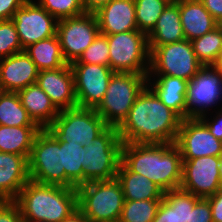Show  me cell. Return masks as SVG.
Masks as SVG:
<instances>
[{
    "instance_id": "6da1fadb",
    "label": "cell",
    "mask_w": 222,
    "mask_h": 222,
    "mask_svg": "<svg viewBox=\"0 0 222 222\" xmlns=\"http://www.w3.org/2000/svg\"><path fill=\"white\" fill-rule=\"evenodd\" d=\"M181 120L146 85L117 131L123 143L174 144Z\"/></svg>"
},
{
    "instance_id": "7a4b0ae2",
    "label": "cell",
    "mask_w": 222,
    "mask_h": 222,
    "mask_svg": "<svg viewBox=\"0 0 222 222\" xmlns=\"http://www.w3.org/2000/svg\"><path fill=\"white\" fill-rule=\"evenodd\" d=\"M121 162L131 171L146 176L164 192L180 188L182 156L172 143H123Z\"/></svg>"
},
{
    "instance_id": "3957f363",
    "label": "cell",
    "mask_w": 222,
    "mask_h": 222,
    "mask_svg": "<svg viewBox=\"0 0 222 222\" xmlns=\"http://www.w3.org/2000/svg\"><path fill=\"white\" fill-rule=\"evenodd\" d=\"M23 220L61 222L77 206L76 188L42 184L29 180L14 199Z\"/></svg>"
},
{
    "instance_id": "277c9868",
    "label": "cell",
    "mask_w": 222,
    "mask_h": 222,
    "mask_svg": "<svg viewBox=\"0 0 222 222\" xmlns=\"http://www.w3.org/2000/svg\"><path fill=\"white\" fill-rule=\"evenodd\" d=\"M76 191L78 209L90 222H119L124 194L116 178L84 183Z\"/></svg>"
},
{
    "instance_id": "5b68a950",
    "label": "cell",
    "mask_w": 222,
    "mask_h": 222,
    "mask_svg": "<svg viewBox=\"0 0 222 222\" xmlns=\"http://www.w3.org/2000/svg\"><path fill=\"white\" fill-rule=\"evenodd\" d=\"M152 74L114 72L103 100L95 108L108 126L118 127L127 117ZM149 80V81H148Z\"/></svg>"
},
{
    "instance_id": "8992f818",
    "label": "cell",
    "mask_w": 222,
    "mask_h": 222,
    "mask_svg": "<svg viewBox=\"0 0 222 222\" xmlns=\"http://www.w3.org/2000/svg\"><path fill=\"white\" fill-rule=\"evenodd\" d=\"M28 170L30 180L37 183L77 188L62 168V141L48 129H42L35 137Z\"/></svg>"
},
{
    "instance_id": "52a82bcc",
    "label": "cell",
    "mask_w": 222,
    "mask_h": 222,
    "mask_svg": "<svg viewBox=\"0 0 222 222\" xmlns=\"http://www.w3.org/2000/svg\"><path fill=\"white\" fill-rule=\"evenodd\" d=\"M122 144L117 127L108 126L92 143L85 146L83 184L116 178Z\"/></svg>"
},
{
    "instance_id": "ba28073f",
    "label": "cell",
    "mask_w": 222,
    "mask_h": 222,
    "mask_svg": "<svg viewBox=\"0 0 222 222\" xmlns=\"http://www.w3.org/2000/svg\"><path fill=\"white\" fill-rule=\"evenodd\" d=\"M105 36L109 45V67L114 72L149 74L150 51L146 33L132 30Z\"/></svg>"
},
{
    "instance_id": "9c48e42d",
    "label": "cell",
    "mask_w": 222,
    "mask_h": 222,
    "mask_svg": "<svg viewBox=\"0 0 222 222\" xmlns=\"http://www.w3.org/2000/svg\"><path fill=\"white\" fill-rule=\"evenodd\" d=\"M108 125L93 108L60 110L47 128L59 141L88 146Z\"/></svg>"
},
{
    "instance_id": "30bf717a",
    "label": "cell",
    "mask_w": 222,
    "mask_h": 222,
    "mask_svg": "<svg viewBox=\"0 0 222 222\" xmlns=\"http://www.w3.org/2000/svg\"><path fill=\"white\" fill-rule=\"evenodd\" d=\"M203 64L196 58L191 41L156 46L150 51L149 72L168 75L189 81Z\"/></svg>"
},
{
    "instance_id": "8fae6325",
    "label": "cell",
    "mask_w": 222,
    "mask_h": 222,
    "mask_svg": "<svg viewBox=\"0 0 222 222\" xmlns=\"http://www.w3.org/2000/svg\"><path fill=\"white\" fill-rule=\"evenodd\" d=\"M99 33L95 13H84L77 17L58 20L56 34L67 64L77 61Z\"/></svg>"
},
{
    "instance_id": "7c38bea8",
    "label": "cell",
    "mask_w": 222,
    "mask_h": 222,
    "mask_svg": "<svg viewBox=\"0 0 222 222\" xmlns=\"http://www.w3.org/2000/svg\"><path fill=\"white\" fill-rule=\"evenodd\" d=\"M221 96V74L214 67L204 65L188 81L187 94L185 97V119L202 117L205 115L206 108L210 107L211 104L217 103L220 98L222 99Z\"/></svg>"
},
{
    "instance_id": "4fadbf2b",
    "label": "cell",
    "mask_w": 222,
    "mask_h": 222,
    "mask_svg": "<svg viewBox=\"0 0 222 222\" xmlns=\"http://www.w3.org/2000/svg\"><path fill=\"white\" fill-rule=\"evenodd\" d=\"M220 156H202L182 159L180 189L199 198L214 195L220 188Z\"/></svg>"
},
{
    "instance_id": "5bb4252c",
    "label": "cell",
    "mask_w": 222,
    "mask_h": 222,
    "mask_svg": "<svg viewBox=\"0 0 222 222\" xmlns=\"http://www.w3.org/2000/svg\"><path fill=\"white\" fill-rule=\"evenodd\" d=\"M77 107L95 109L103 100L114 71L109 66L71 63Z\"/></svg>"
},
{
    "instance_id": "9a60e30c",
    "label": "cell",
    "mask_w": 222,
    "mask_h": 222,
    "mask_svg": "<svg viewBox=\"0 0 222 222\" xmlns=\"http://www.w3.org/2000/svg\"><path fill=\"white\" fill-rule=\"evenodd\" d=\"M12 21L15 24L22 49L31 44L56 35L57 19L42 6L27 0L14 13Z\"/></svg>"
},
{
    "instance_id": "2e32d148",
    "label": "cell",
    "mask_w": 222,
    "mask_h": 222,
    "mask_svg": "<svg viewBox=\"0 0 222 222\" xmlns=\"http://www.w3.org/2000/svg\"><path fill=\"white\" fill-rule=\"evenodd\" d=\"M174 144L182 159L222 155V141L214 137L198 118L181 120Z\"/></svg>"
},
{
    "instance_id": "e0dca14e",
    "label": "cell",
    "mask_w": 222,
    "mask_h": 222,
    "mask_svg": "<svg viewBox=\"0 0 222 222\" xmlns=\"http://www.w3.org/2000/svg\"><path fill=\"white\" fill-rule=\"evenodd\" d=\"M36 83L59 111L77 107L74 75L70 64L39 71Z\"/></svg>"
},
{
    "instance_id": "ac0fdd59",
    "label": "cell",
    "mask_w": 222,
    "mask_h": 222,
    "mask_svg": "<svg viewBox=\"0 0 222 222\" xmlns=\"http://www.w3.org/2000/svg\"><path fill=\"white\" fill-rule=\"evenodd\" d=\"M38 73V68L25 51L0 58V84L5 92H18L36 83Z\"/></svg>"
},
{
    "instance_id": "d6986e66",
    "label": "cell",
    "mask_w": 222,
    "mask_h": 222,
    "mask_svg": "<svg viewBox=\"0 0 222 222\" xmlns=\"http://www.w3.org/2000/svg\"><path fill=\"white\" fill-rule=\"evenodd\" d=\"M103 35L138 30L134 0H112L95 13Z\"/></svg>"
},
{
    "instance_id": "ffe728a7",
    "label": "cell",
    "mask_w": 222,
    "mask_h": 222,
    "mask_svg": "<svg viewBox=\"0 0 222 222\" xmlns=\"http://www.w3.org/2000/svg\"><path fill=\"white\" fill-rule=\"evenodd\" d=\"M29 180L26 156L0 152V200H14Z\"/></svg>"
},
{
    "instance_id": "44dd1931",
    "label": "cell",
    "mask_w": 222,
    "mask_h": 222,
    "mask_svg": "<svg viewBox=\"0 0 222 222\" xmlns=\"http://www.w3.org/2000/svg\"><path fill=\"white\" fill-rule=\"evenodd\" d=\"M17 93L29 117L41 129H47L54 122L59 110L37 83L31 84Z\"/></svg>"
},
{
    "instance_id": "7402d4cb",
    "label": "cell",
    "mask_w": 222,
    "mask_h": 222,
    "mask_svg": "<svg viewBox=\"0 0 222 222\" xmlns=\"http://www.w3.org/2000/svg\"><path fill=\"white\" fill-rule=\"evenodd\" d=\"M177 4L183 33L187 40L192 41L217 27V20L200 0H181Z\"/></svg>"
},
{
    "instance_id": "603a6c76",
    "label": "cell",
    "mask_w": 222,
    "mask_h": 222,
    "mask_svg": "<svg viewBox=\"0 0 222 222\" xmlns=\"http://www.w3.org/2000/svg\"><path fill=\"white\" fill-rule=\"evenodd\" d=\"M116 179L119 181L124 200H162L164 191L146 176L131 172L120 162Z\"/></svg>"
},
{
    "instance_id": "cb8c5ba5",
    "label": "cell",
    "mask_w": 222,
    "mask_h": 222,
    "mask_svg": "<svg viewBox=\"0 0 222 222\" xmlns=\"http://www.w3.org/2000/svg\"><path fill=\"white\" fill-rule=\"evenodd\" d=\"M149 51L156 46L182 41L185 38L177 3H169L159 16L152 31L147 35Z\"/></svg>"
},
{
    "instance_id": "d4e9b609",
    "label": "cell",
    "mask_w": 222,
    "mask_h": 222,
    "mask_svg": "<svg viewBox=\"0 0 222 222\" xmlns=\"http://www.w3.org/2000/svg\"><path fill=\"white\" fill-rule=\"evenodd\" d=\"M151 90L169 109L174 111L182 120L185 119L186 94L188 81L168 76L157 75ZM153 87V88H152Z\"/></svg>"
},
{
    "instance_id": "484cf974",
    "label": "cell",
    "mask_w": 222,
    "mask_h": 222,
    "mask_svg": "<svg viewBox=\"0 0 222 222\" xmlns=\"http://www.w3.org/2000/svg\"><path fill=\"white\" fill-rule=\"evenodd\" d=\"M41 130L39 126L0 125V152L14 153L29 158L35 137Z\"/></svg>"
},
{
    "instance_id": "4316f807",
    "label": "cell",
    "mask_w": 222,
    "mask_h": 222,
    "mask_svg": "<svg viewBox=\"0 0 222 222\" xmlns=\"http://www.w3.org/2000/svg\"><path fill=\"white\" fill-rule=\"evenodd\" d=\"M24 51L39 71L57 69L67 65L57 34L29 45Z\"/></svg>"
},
{
    "instance_id": "83f0119b",
    "label": "cell",
    "mask_w": 222,
    "mask_h": 222,
    "mask_svg": "<svg viewBox=\"0 0 222 222\" xmlns=\"http://www.w3.org/2000/svg\"><path fill=\"white\" fill-rule=\"evenodd\" d=\"M0 125L15 127L38 126L22 106L17 92H4L0 97Z\"/></svg>"
},
{
    "instance_id": "f1b7e54d",
    "label": "cell",
    "mask_w": 222,
    "mask_h": 222,
    "mask_svg": "<svg viewBox=\"0 0 222 222\" xmlns=\"http://www.w3.org/2000/svg\"><path fill=\"white\" fill-rule=\"evenodd\" d=\"M85 154V146L62 142V168H64L65 175L77 187L83 184Z\"/></svg>"
},
{
    "instance_id": "f546056e",
    "label": "cell",
    "mask_w": 222,
    "mask_h": 222,
    "mask_svg": "<svg viewBox=\"0 0 222 222\" xmlns=\"http://www.w3.org/2000/svg\"><path fill=\"white\" fill-rule=\"evenodd\" d=\"M196 58L211 66L222 52V30L217 26L209 33L191 41Z\"/></svg>"
},
{
    "instance_id": "4dcf8cb0",
    "label": "cell",
    "mask_w": 222,
    "mask_h": 222,
    "mask_svg": "<svg viewBox=\"0 0 222 222\" xmlns=\"http://www.w3.org/2000/svg\"><path fill=\"white\" fill-rule=\"evenodd\" d=\"M136 23L139 31L147 35L155 27L159 16L167 7V0H134Z\"/></svg>"
},
{
    "instance_id": "1f68e13d",
    "label": "cell",
    "mask_w": 222,
    "mask_h": 222,
    "mask_svg": "<svg viewBox=\"0 0 222 222\" xmlns=\"http://www.w3.org/2000/svg\"><path fill=\"white\" fill-rule=\"evenodd\" d=\"M161 200H124L119 222H152Z\"/></svg>"
},
{
    "instance_id": "d6a6232c",
    "label": "cell",
    "mask_w": 222,
    "mask_h": 222,
    "mask_svg": "<svg viewBox=\"0 0 222 222\" xmlns=\"http://www.w3.org/2000/svg\"><path fill=\"white\" fill-rule=\"evenodd\" d=\"M163 199L174 207L175 222H189L190 209L200 198L178 188L164 192Z\"/></svg>"
},
{
    "instance_id": "836d02e7",
    "label": "cell",
    "mask_w": 222,
    "mask_h": 222,
    "mask_svg": "<svg viewBox=\"0 0 222 222\" xmlns=\"http://www.w3.org/2000/svg\"><path fill=\"white\" fill-rule=\"evenodd\" d=\"M38 4L57 20L85 13L80 0H39Z\"/></svg>"
},
{
    "instance_id": "e575fe53",
    "label": "cell",
    "mask_w": 222,
    "mask_h": 222,
    "mask_svg": "<svg viewBox=\"0 0 222 222\" xmlns=\"http://www.w3.org/2000/svg\"><path fill=\"white\" fill-rule=\"evenodd\" d=\"M73 63L109 66V45L107 37L99 33L92 44L89 45L79 59Z\"/></svg>"
},
{
    "instance_id": "d590c367",
    "label": "cell",
    "mask_w": 222,
    "mask_h": 222,
    "mask_svg": "<svg viewBox=\"0 0 222 222\" xmlns=\"http://www.w3.org/2000/svg\"><path fill=\"white\" fill-rule=\"evenodd\" d=\"M24 51L12 19L0 21V58Z\"/></svg>"
},
{
    "instance_id": "8d00e7d4",
    "label": "cell",
    "mask_w": 222,
    "mask_h": 222,
    "mask_svg": "<svg viewBox=\"0 0 222 222\" xmlns=\"http://www.w3.org/2000/svg\"><path fill=\"white\" fill-rule=\"evenodd\" d=\"M189 222H213L211 207L207 198H200L190 209Z\"/></svg>"
},
{
    "instance_id": "74e56055",
    "label": "cell",
    "mask_w": 222,
    "mask_h": 222,
    "mask_svg": "<svg viewBox=\"0 0 222 222\" xmlns=\"http://www.w3.org/2000/svg\"><path fill=\"white\" fill-rule=\"evenodd\" d=\"M0 222H24L14 200H0Z\"/></svg>"
},
{
    "instance_id": "f35d334b",
    "label": "cell",
    "mask_w": 222,
    "mask_h": 222,
    "mask_svg": "<svg viewBox=\"0 0 222 222\" xmlns=\"http://www.w3.org/2000/svg\"><path fill=\"white\" fill-rule=\"evenodd\" d=\"M27 0H0V21L10 20Z\"/></svg>"
},
{
    "instance_id": "ab89813d",
    "label": "cell",
    "mask_w": 222,
    "mask_h": 222,
    "mask_svg": "<svg viewBox=\"0 0 222 222\" xmlns=\"http://www.w3.org/2000/svg\"><path fill=\"white\" fill-rule=\"evenodd\" d=\"M207 199L211 207L213 222H222V187Z\"/></svg>"
},
{
    "instance_id": "60d3db41",
    "label": "cell",
    "mask_w": 222,
    "mask_h": 222,
    "mask_svg": "<svg viewBox=\"0 0 222 222\" xmlns=\"http://www.w3.org/2000/svg\"><path fill=\"white\" fill-rule=\"evenodd\" d=\"M205 116L206 114L198 119L209 129V132L214 137L222 141V110L219 111V114L214 118L215 120H212V122H208Z\"/></svg>"
},
{
    "instance_id": "b9f144b4",
    "label": "cell",
    "mask_w": 222,
    "mask_h": 222,
    "mask_svg": "<svg viewBox=\"0 0 222 222\" xmlns=\"http://www.w3.org/2000/svg\"><path fill=\"white\" fill-rule=\"evenodd\" d=\"M152 222H175L174 207L162 199L157 214Z\"/></svg>"
},
{
    "instance_id": "7bdbcfd3",
    "label": "cell",
    "mask_w": 222,
    "mask_h": 222,
    "mask_svg": "<svg viewBox=\"0 0 222 222\" xmlns=\"http://www.w3.org/2000/svg\"><path fill=\"white\" fill-rule=\"evenodd\" d=\"M200 1L217 21L222 18V0H200Z\"/></svg>"
},
{
    "instance_id": "ee69618b",
    "label": "cell",
    "mask_w": 222,
    "mask_h": 222,
    "mask_svg": "<svg viewBox=\"0 0 222 222\" xmlns=\"http://www.w3.org/2000/svg\"><path fill=\"white\" fill-rule=\"evenodd\" d=\"M85 13H96L112 0H80Z\"/></svg>"
},
{
    "instance_id": "f6af8a7d",
    "label": "cell",
    "mask_w": 222,
    "mask_h": 222,
    "mask_svg": "<svg viewBox=\"0 0 222 222\" xmlns=\"http://www.w3.org/2000/svg\"><path fill=\"white\" fill-rule=\"evenodd\" d=\"M61 222H90V220L77 208Z\"/></svg>"
},
{
    "instance_id": "bcb514c9",
    "label": "cell",
    "mask_w": 222,
    "mask_h": 222,
    "mask_svg": "<svg viewBox=\"0 0 222 222\" xmlns=\"http://www.w3.org/2000/svg\"><path fill=\"white\" fill-rule=\"evenodd\" d=\"M211 66L214 67L222 76V52Z\"/></svg>"
},
{
    "instance_id": "7dc6e473",
    "label": "cell",
    "mask_w": 222,
    "mask_h": 222,
    "mask_svg": "<svg viewBox=\"0 0 222 222\" xmlns=\"http://www.w3.org/2000/svg\"><path fill=\"white\" fill-rule=\"evenodd\" d=\"M219 172H220V183L222 187V155L220 156Z\"/></svg>"
},
{
    "instance_id": "c3c4849f",
    "label": "cell",
    "mask_w": 222,
    "mask_h": 222,
    "mask_svg": "<svg viewBox=\"0 0 222 222\" xmlns=\"http://www.w3.org/2000/svg\"><path fill=\"white\" fill-rule=\"evenodd\" d=\"M24 222H49L47 220H24Z\"/></svg>"
},
{
    "instance_id": "681fc988",
    "label": "cell",
    "mask_w": 222,
    "mask_h": 222,
    "mask_svg": "<svg viewBox=\"0 0 222 222\" xmlns=\"http://www.w3.org/2000/svg\"><path fill=\"white\" fill-rule=\"evenodd\" d=\"M217 26L222 30V18L217 21Z\"/></svg>"
},
{
    "instance_id": "f907efd6",
    "label": "cell",
    "mask_w": 222,
    "mask_h": 222,
    "mask_svg": "<svg viewBox=\"0 0 222 222\" xmlns=\"http://www.w3.org/2000/svg\"><path fill=\"white\" fill-rule=\"evenodd\" d=\"M5 90L3 89L2 85L0 84V97L4 94Z\"/></svg>"
},
{
    "instance_id": "816d5d0a",
    "label": "cell",
    "mask_w": 222,
    "mask_h": 222,
    "mask_svg": "<svg viewBox=\"0 0 222 222\" xmlns=\"http://www.w3.org/2000/svg\"><path fill=\"white\" fill-rule=\"evenodd\" d=\"M169 3H178L180 2L181 0H167Z\"/></svg>"
}]
</instances>
